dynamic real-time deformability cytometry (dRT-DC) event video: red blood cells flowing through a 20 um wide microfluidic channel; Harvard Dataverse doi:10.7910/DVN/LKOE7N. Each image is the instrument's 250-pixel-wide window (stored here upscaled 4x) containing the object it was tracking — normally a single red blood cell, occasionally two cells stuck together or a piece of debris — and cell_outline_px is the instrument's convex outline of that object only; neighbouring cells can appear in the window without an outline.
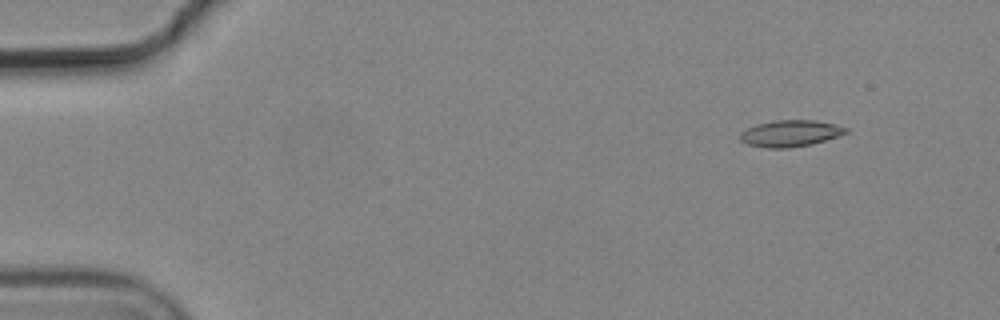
{"species": "common noctule bat (a hibernating species)", "species_latin": "Nyctalus noctula", "temperature_condition": "cold", "stored_images_in_passage": 4, "camera_frame_rate_fps": 3000, "um_per_image_px": 0.085, "animal": {"sex": "male", "body_mass_g": 19.2, "forearm_length_mm": 51.8}, "frame": {"image": 1, "passage_image": 1, "time_ms": 0.0, "image_size_px": [1000, 320], "cell_outline_px": [[848, 132], [812, 144], [788, 148], [768, 148], [748, 144], [740, 140], [740, 132], [756, 124], [772, 120], [816, 120], [836, 124], [848, 128]], "centroid_in_image_um": [67.17, 11.32], "position_along_channel_um": 17.8, "area_um2": 16.3}}
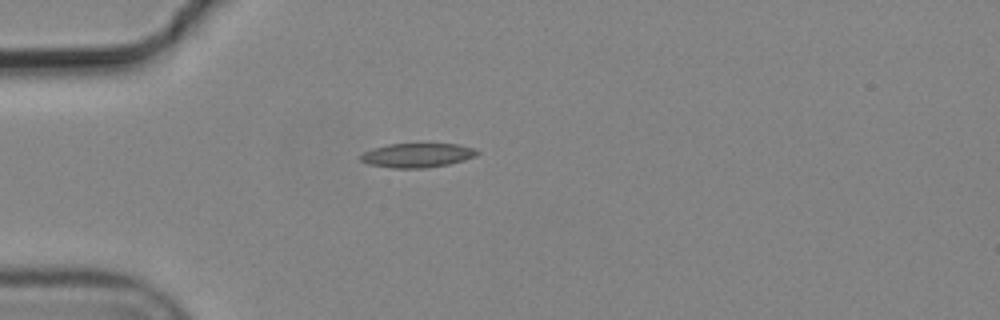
{"frame": {"image": 2, "passage_image": 3, "time_ms": 0.667, "image_size_px": [1000, 320], "cell_outline_px": [[480, 152], [476, 156], [464, 160], [448, 164], [424, 168], [392, 168], [368, 164], [360, 160], [356, 156], [372, 148], [388, 144], [456, 144], [472, 148]], "centroid_in_image_um": [35.4, 13.2], "position_along_channel_um": 49.6, "area_um2": 16.47}}